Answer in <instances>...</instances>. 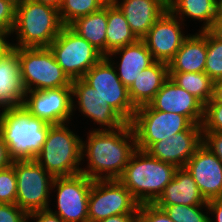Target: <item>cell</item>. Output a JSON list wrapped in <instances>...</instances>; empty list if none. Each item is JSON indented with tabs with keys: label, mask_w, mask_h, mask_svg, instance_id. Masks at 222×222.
Wrapping results in <instances>:
<instances>
[{
	"label": "cell",
	"mask_w": 222,
	"mask_h": 222,
	"mask_svg": "<svg viewBox=\"0 0 222 222\" xmlns=\"http://www.w3.org/2000/svg\"><path fill=\"white\" fill-rule=\"evenodd\" d=\"M174 222H210L207 205H156Z\"/></svg>",
	"instance_id": "cell-30"
},
{
	"label": "cell",
	"mask_w": 222,
	"mask_h": 222,
	"mask_svg": "<svg viewBox=\"0 0 222 222\" xmlns=\"http://www.w3.org/2000/svg\"><path fill=\"white\" fill-rule=\"evenodd\" d=\"M12 166L17 178L16 204L27 213L48 209L54 177L34 159L13 160Z\"/></svg>",
	"instance_id": "cell-7"
},
{
	"label": "cell",
	"mask_w": 222,
	"mask_h": 222,
	"mask_svg": "<svg viewBox=\"0 0 222 222\" xmlns=\"http://www.w3.org/2000/svg\"><path fill=\"white\" fill-rule=\"evenodd\" d=\"M18 57L25 92L71 87L72 80L57 63L50 48H18Z\"/></svg>",
	"instance_id": "cell-6"
},
{
	"label": "cell",
	"mask_w": 222,
	"mask_h": 222,
	"mask_svg": "<svg viewBox=\"0 0 222 222\" xmlns=\"http://www.w3.org/2000/svg\"><path fill=\"white\" fill-rule=\"evenodd\" d=\"M202 132H222L221 103H207L205 105Z\"/></svg>",
	"instance_id": "cell-33"
},
{
	"label": "cell",
	"mask_w": 222,
	"mask_h": 222,
	"mask_svg": "<svg viewBox=\"0 0 222 222\" xmlns=\"http://www.w3.org/2000/svg\"><path fill=\"white\" fill-rule=\"evenodd\" d=\"M185 24L167 10L142 38L155 61L169 63L188 36ZM187 34V35H186Z\"/></svg>",
	"instance_id": "cell-15"
},
{
	"label": "cell",
	"mask_w": 222,
	"mask_h": 222,
	"mask_svg": "<svg viewBox=\"0 0 222 222\" xmlns=\"http://www.w3.org/2000/svg\"><path fill=\"white\" fill-rule=\"evenodd\" d=\"M57 63L71 80L81 79L103 55L69 26H63L50 44Z\"/></svg>",
	"instance_id": "cell-10"
},
{
	"label": "cell",
	"mask_w": 222,
	"mask_h": 222,
	"mask_svg": "<svg viewBox=\"0 0 222 222\" xmlns=\"http://www.w3.org/2000/svg\"><path fill=\"white\" fill-rule=\"evenodd\" d=\"M16 4L0 0V33L11 34L15 24Z\"/></svg>",
	"instance_id": "cell-35"
},
{
	"label": "cell",
	"mask_w": 222,
	"mask_h": 222,
	"mask_svg": "<svg viewBox=\"0 0 222 222\" xmlns=\"http://www.w3.org/2000/svg\"><path fill=\"white\" fill-rule=\"evenodd\" d=\"M213 38L222 41V17L216 16L210 27L206 30Z\"/></svg>",
	"instance_id": "cell-41"
},
{
	"label": "cell",
	"mask_w": 222,
	"mask_h": 222,
	"mask_svg": "<svg viewBox=\"0 0 222 222\" xmlns=\"http://www.w3.org/2000/svg\"><path fill=\"white\" fill-rule=\"evenodd\" d=\"M123 13L131 31L142 39L168 10L159 0H111Z\"/></svg>",
	"instance_id": "cell-20"
},
{
	"label": "cell",
	"mask_w": 222,
	"mask_h": 222,
	"mask_svg": "<svg viewBox=\"0 0 222 222\" xmlns=\"http://www.w3.org/2000/svg\"><path fill=\"white\" fill-rule=\"evenodd\" d=\"M24 95L18 48L11 47L0 58V110L23 104Z\"/></svg>",
	"instance_id": "cell-21"
},
{
	"label": "cell",
	"mask_w": 222,
	"mask_h": 222,
	"mask_svg": "<svg viewBox=\"0 0 222 222\" xmlns=\"http://www.w3.org/2000/svg\"><path fill=\"white\" fill-rule=\"evenodd\" d=\"M202 144L222 162V132H202Z\"/></svg>",
	"instance_id": "cell-37"
},
{
	"label": "cell",
	"mask_w": 222,
	"mask_h": 222,
	"mask_svg": "<svg viewBox=\"0 0 222 222\" xmlns=\"http://www.w3.org/2000/svg\"><path fill=\"white\" fill-rule=\"evenodd\" d=\"M155 205H207L193 177L185 168H178Z\"/></svg>",
	"instance_id": "cell-23"
},
{
	"label": "cell",
	"mask_w": 222,
	"mask_h": 222,
	"mask_svg": "<svg viewBox=\"0 0 222 222\" xmlns=\"http://www.w3.org/2000/svg\"><path fill=\"white\" fill-rule=\"evenodd\" d=\"M106 57L113 64L119 79L127 88L131 86L143 69L148 68L155 62L142 39L118 48Z\"/></svg>",
	"instance_id": "cell-19"
},
{
	"label": "cell",
	"mask_w": 222,
	"mask_h": 222,
	"mask_svg": "<svg viewBox=\"0 0 222 222\" xmlns=\"http://www.w3.org/2000/svg\"><path fill=\"white\" fill-rule=\"evenodd\" d=\"M12 162L13 159L9 156L8 147L0 133V170L10 167Z\"/></svg>",
	"instance_id": "cell-40"
},
{
	"label": "cell",
	"mask_w": 222,
	"mask_h": 222,
	"mask_svg": "<svg viewBox=\"0 0 222 222\" xmlns=\"http://www.w3.org/2000/svg\"><path fill=\"white\" fill-rule=\"evenodd\" d=\"M201 144L202 124H193L185 131L153 143L146 151L163 162L184 168Z\"/></svg>",
	"instance_id": "cell-17"
},
{
	"label": "cell",
	"mask_w": 222,
	"mask_h": 222,
	"mask_svg": "<svg viewBox=\"0 0 222 222\" xmlns=\"http://www.w3.org/2000/svg\"><path fill=\"white\" fill-rule=\"evenodd\" d=\"M127 122L131 123L136 107L130 100L128 88L119 79L110 60L103 56L81 78Z\"/></svg>",
	"instance_id": "cell-11"
},
{
	"label": "cell",
	"mask_w": 222,
	"mask_h": 222,
	"mask_svg": "<svg viewBox=\"0 0 222 222\" xmlns=\"http://www.w3.org/2000/svg\"><path fill=\"white\" fill-rule=\"evenodd\" d=\"M0 222H28V213L17 204L0 203Z\"/></svg>",
	"instance_id": "cell-36"
},
{
	"label": "cell",
	"mask_w": 222,
	"mask_h": 222,
	"mask_svg": "<svg viewBox=\"0 0 222 222\" xmlns=\"http://www.w3.org/2000/svg\"><path fill=\"white\" fill-rule=\"evenodd\" d=\"M110 0H63L59 17L63 26H69L76 19L97 12Z\"/></svg>",
	"instance_id": "cell-29"
},
{
	"label": "cell",
	"mask_w": 222,
	"mask_h": 222,
	"mask_svg": "<svg viewBox=\"0 0 222 222\" xmlns=\"http://www.w3.org/2000/svg\"><path fill=\"white\" fill-rule=\"evenodd\" d=\"M10 38L11 34L0 33V58L12 47Z\"/></svg>",
	"instance_id": "cell-43"
},
{
	"label": "cell",
	"mask_w": 222,
	"mask_h": 222,
	"mask_svg": "<svg viewBox=\"0 0 222 222\" xmlns=\"http://www.w3.org/2000/svg\"><path fill=\"white\" fill-rule=\"evenodd\" d=\"M73 118L77 111L83 119H89L93 127L90 130H116L127 122L106 102L96 89L82 79L72 80ZM86 117V118H85ZM97 125V126H96ZM97 128H94V127ZM99 127V128H98Z\"/></svg>",
	"instance_id": "cell-13"
},
{
	"label": "cell",
	"mask_w": 222,
	"mask_h": 222,
	"mask_svg": "<svg viewBox=\"0 0 222 222\" xmlns=\"http://www.w3.org/2000/svg\"><path fill=\"white\" fill-rule=\"evenodd\" d=\"M93 180L80 173L68 177H55L52 184L51 212L65 222H89L88 199ZM53 197V198H52ZM56 197V198H54ZM57 208V209H56ZM54 209V210H53Z\"/></svg>",
	"instance_id": "cell-9"
},
{
	"label": "cell",
	"mask_w": 222,
	"mask_h": 222,
	"mask_svg": "<svg viewBox=\"0 0 222 222\" xmlns=\"http://www.w3.org/2000/svg\"><path fill=\"white\" fill-rule=\"evenodd\" d=\"M17 178L14 167L11 165L0 170V203L16 204Z\"/></svg>",
	"instance_id": "cell-32"
},
{
	"label": "cell",
	"mask_w": 222,
	"mask_h": 222,
	"mask_svg": "<svg viewBox=\"0 0 222 222\" xmlns=\"http://www.w3.org/2000/svg\"><path fill=\"white\" fill-rule=\"evenodd\" d=\"M139 205L119 180H94L88 199V220L99 222L114 215L137 214Z\"/></svg>",
	"instance_id": "cell-12"
},
{
	"label": "cell",
	"mask_w": 222,
	"mask_h": 222,
	"mask_svg": "<svg viewBox=\"0 0 222 222\" xmlns=\"http://www.w3.org/2000/svg\"><path fill=\"white\" fill-rule=\"evenodd\" d=\"M137 222H174L163 209L155 204H140L137 211Z\"/></svg>",
	"instance_id": "cell-34"
},
{
	"label": "cell",
	"mask_w": 222,
	"mask_h": 222,
	"mask_svg": "<svg viewBox=\"0 0 222 222\" xmlns=\"http://www.w3.org/2000/svg\"><path fill=\"white\" fill-rule=\"evenodd\" d=\"M69 27L106 56L107 4L97 12L76 19Z\"/></svg>",
	"instance_id": "cell-26"
},
{
	"label": "cell",
	"mask_w": 222,
	"mask_h": 222,
	"mask_svg": "<svg viewBox=\"0 0 222 222\" xmlns=\"http://www.w3.org/2000/svg\"><path fill=\"white\" fill-rule=\"evenodd\" d=\"M137 40L121 10L110 0L107 3L106 56Z\"/></svg>",
	"instance_id": "cell-27"
},
{
	"label": "cell",
	"mask_w": 222,
	"mask_h": 222,
	"mask_svg": "<svg viewBox=\"0 0 222 222\" xmlns=\"http://www.w3.org/2000/svg\"><path fill=\"white\" fill-rule=\"evenodd\" d=\"M206 201L222 198V162L203 144L184 166Z\"/></svg>",
	"instance_id": "cell-16"
},
{
	"label": "cell",
	"mask_w": 222,
	"mask_h": 222,
	"mask_svg": "<svg viewBox=\"0 0 222 222\" xmlns=\"http://www.w3.org/2000/svg\"><path fill=\"white\" fill-rule=\"evenodd\" d=\"M70 126L72 122L52 125L41 151L34 159L54 178L81 173L83 136Z\"/></svg>",
	"instance_id": "cell-5"
},
{
	"label": "cell",
	"mask_w": 222,
	"mask_h": 222,
	"mask_svg": "<svg viewBox=\"0 0 222 222\" xmlns=\"http://www.w3.org/2000/svg\"><path fill=\"white\" fill-rule=\"evenodd\" d=\"M208 103H221L222 104V86H214L213 98Z\"/></svg>",
	"instance_id": "cell-44"
},
{
	"label": "cell",
	"mask_w": 222,
	"mask_h": 222,
	"mask_svg": "<svg viewBox=\"0 0 222 222\" xmlns=\"http://www.w3.org/2000/svg\"><path fill=\"white\" fill-rule=\"evenodd\" d=\"M65 222L49 209L28 213V222Z\"/></svg>",
	"instance_id": "cell-38"
},
{
	"label": "cell",
	"mask_w": 222,
	"mask_h": 222,
	"mask_svg": "<svg viewBox=\"0 0 222 222\" xmlns=\"http://www.w3.org/2000/svg\"><path fill=\"white\" fill-rule=\"evenodd\" d=\"M22 105L34 117L51 125L74 122L71 87L27 91Z\"/></svg>",
	"instance_id": "cell-14"
},
{
	"label": "cell",
	"mask_w": 222,
	"mask_h": 222,
	"mask_svg": "<svg viewBox=\"0 0 222 222\" xmlns=\"http://www.w3.org/2000/svg\"><path fill=\"white\" fill-rule=\"evenodd\" d=\"M169 77L204 105L213 98L214 81L205 72H169Z\"/></svg>",
	"instance_id": "cell-28"
},
{
	"label": "cell",
	"mask_w": 222,
	"mask_h": 222,
	"mask_svg": "<svg viewBox=\"0 0 222 222\" xmlns=\"http://www.w3.org/2000/svg\"><path fill=\"white\" fill-rule=\"evenodd\" d=\"M161 1L162 3H164L167 7H169L172 3L173 0H159Z\"/></svg>",
	"instance_id": "cell-47"
},
{
	"label": "cell",
	"mask_w": 222,
	"mask_h": 222,
	"mask_svg": "<svg viewBox=\"0 0 222 222\" xmlns=\"http://www.w3.org/2000/svg\"><path fill=\"white\" fill-rule=\"evenodd\" d=\"M168 78L167 63L155 61L148 68L143 69L128 88L133 105L138 108L148 104Z\"/></svg>",
	"instance_id": "cell-24"
},
{
	"label": "cell",
	"mask_w": 222,
	"mask_h": 222,
	"mask_svg": "<svg viewBox=\"0 0 222 222\" xmlns=\"http://www.w3.org/2000/svg\"><path fill=\"white\" fill-rule=\"evenodd\" d=\"M99 222H137V214L114 215Z\"/></svg>",
	"instance_id": "cell-42"
},
{
	"label": "cell",
	"mask_w": 222,
	"mask_h": 222,
	"mask_svg": "<svg viewBox=\"0 0 222 222\" xmlns=\"http://www.w3.org/2000/svg\"><path fill=\"white\" fill-rule=\"evenodd\" d=\"M51 126L22 104L0 110V133L13 160L35 159Z\"/></svg>",
	"instance_id": "cell-2"
},
{
	"label": "cell",
	"mask_w": 222,
	"mask_h": 222,
	"mask_svg": "<svg viewBox=\"0 0 222 222\" xmlns=\"http://www.w3.org/2000/svg\"><path fill=\"white\" fill-rule=\"evenodd\" d=\"M10 1H13L17 5L21 0H10Z\"/></svg>",
	"instance_id": "cell-49"
},
{
	"label": "cell",
	"mask_w": 222,
	"mask_h": 222,
	"mask_svg": "<svg viewBox=\"0 0 222 222\" xmlns=\"http://www.w3.org/2000/svg\"><path fill=\"white\" fill-rule=\"evenodd\" d=\"M148 105L155 110L173 112L188 117L194 124H202L205 105L179 87L170 77L163 83Z\"/></svg>",
	"instance_id": "cell-18"
},
{
	"label": "cell",
	"mask_w": 222,
	"mask_h": 222,
	"mask_svg": "<svg viewBox=\"0 0 222 222\" xmlns=\"http://www.w3.org/2000/svg\"><path fill=\"white\" fill-rule=\"evenodd\" d=\"M217 16L222 17V0L217 1Z\"/></svg>",
	"instance_id": "cell-46"
},
{
	"label": "cell",
	"mask_w": 222,
	"mask_h": 222,
	"mask_svg": "<svg viewBox=\"0 0 222 222\" xmlns=\"http://www.w3.org/2000/svg\"><path fill=\"white\" fill-rule=\"evenodd\" d=\"M210 222H222V198L207 201Z\"/></svg>",
	"instance_id": "cell-39"
},
{
	"label": "cell",
	"mask_w": 222,
	"mask_h": 222,
	"mask_svg": "<svg viewBox=\"0 0 222 222\" xmlns=\"http://www.w3.org/2000/svg\"><path fill=\"white\" fill-rule=\"evenodd\" d=\"M205 73L216 82L222 76V41L207 32V57Z\"/></svg>",
	"instance_id": "cell-31"
},
{
	"label": "cell",
	"mask_w": 222,
	"mask_h": 222,
	"mask_svg": "<svg viewBox=\"0 0 222 222\" xmlns=\"http://www.w3.org/2000/svg\"><path fill=\"white\" fill-rule=\"evenodd\" d=\"M194 123L186 116L152 109L148 104L136 109L131 122L136 148L146 151L153 143L189 129Z\"/></svg>",
	"instance_id": "cell-8"
},
{
	"label": "cell",
	"mask_w": 222,
	"mask_h": 222,
	"mask_svg": "<svg viewBox=\"0 0 222 222\" xmlns=\"http://www.w3.org/2000/svg\"><path fill=\"white\" fill-rule=\"evenodd\" d=\"M85 133L86 139L82 138L81 173L93 181L118 180L136 149V136L131 123L116 130H88Z\"/></svg>",
	"instance_id": "cell-1"
},
{
	"label": "cell",
	"mask_w": 222,
	"mask_h": 222,
	"mask_svg": "<svg viewBox=\"0 0 222 222\" xmlns=\"http://www.w3.org/2000/svg\"><path fill=\"white\" fill-rule=\"evenodd\" d=\"M168 10L186 26L188 20L203 22L197 31H206L217 16V0H173Z\"/></svg>",
	"instance_id": "cell-25"
},
{
	"label": "cell",
	"mask_w": 222,
	"mask_h": 222,
	"mask_svg": "<svg viewBox=\"0 0 222 222\" xmlns=\"http://www.w3.org/2000/svg\"><path fill=\"white\" fill-rule=\"evenodd\" d=\"M62 27L57 8L31 0H21L16 5L11 45L17 48H49Z\"/></svg>",
	"instance_id": "cell-4"
},
{
	"label": "cell",
	"mask_w": 222,
	"mask_h": 222,
	"mask_svg": "<svg viewBox=\"0 0 222 222\" xmlns=\"http://www.w3.org/2000/svg\"><path fill=\"white\" fill-rule=\"evenodd\" d=\"M207 31L188 34L174 58L168 63L169 72H205Z\"/></svg>",
	"instance_id": "cell-22"
},
{
	"label": "cell",
	"mask_w": 222,
	"mask_h": 222,
	"mask_svg": "<svg viewBox=\"0 0 222 222\" xmlns=\"http://www.w3.org/2000/svg\"><path fill=\"white\" fill-rule=\"evenodd\" d=\"M178 168L136 148L118 179L139 204H154Z\"/></svg>",
	"instance_id": "cell-3"
},
{
	"label": "cell",
	"mask_w": 222,
	"mask_h": 222,
	"mask_svg": "<svg viewBox=\"0 0 222 222\" xmlns=\"http://www.w3.org/2000/svg\"><path fill=\"white\" fill-rule=\"evenodd\" d=\"M37 3H42V4H47V5H51L57 9H59V7L62 4L63 0H31Z\"/></svg>",
	"instance_id": "cell-45"
},
{
	"label": "cell",
	"mask_w": 222,
	"mask_h": 222,
	"mask_svg": "<svg viewBox=\"0 0 222 222\" xmlns=\"http://www.w3.org/2000/svg\"><path fill=\"white\" fill-rule=\"evenodd\" d=\"M214 86H222V76L216 82H214Z\"/></svg>",
	"instance_id": "cell-48"
}]
</instances>
